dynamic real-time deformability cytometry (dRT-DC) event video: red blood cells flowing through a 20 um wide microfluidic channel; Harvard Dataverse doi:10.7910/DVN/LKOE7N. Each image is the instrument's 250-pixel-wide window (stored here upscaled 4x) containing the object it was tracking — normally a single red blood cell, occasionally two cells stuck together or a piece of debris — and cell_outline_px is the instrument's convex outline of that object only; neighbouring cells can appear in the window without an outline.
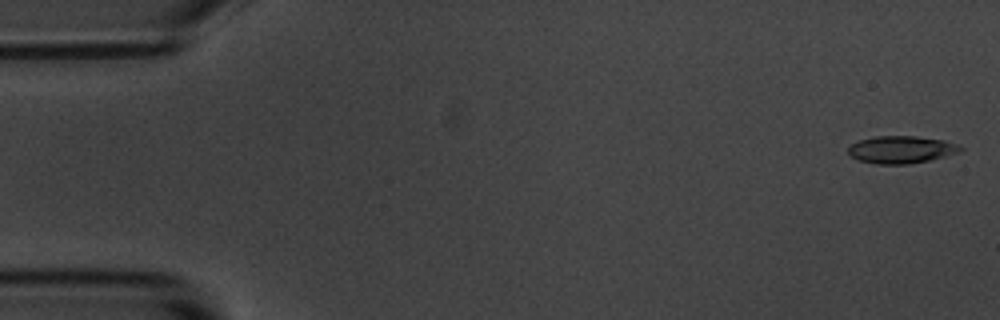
{"species": "common noctule bat (a hibernating species)", "species_latin": "Nyctalus noctula", "temperature_condition": "room temperature", "stored_images_in_passage": 5, "camera_frame_rate_fps": 3000, "um_per_image_px": 0.085, "animal": {"sex": "male", "body_mass_g": 20.1, "forearm_length_mm": 53.5}, "frame": {"image": 1, "passage_image": 1, "time_ms": 0.0, "image_size_px": [1000, 320], "cell_outline_px": [[964, 148], [960, 152], [928, 160], [908, 164], [876, 164], [860, 160], [852, 156], [848, 152], [848, 148], [852, 144], [860, 140], [876, 136], [916, 136], [944, 140], [956, 144]], "centroid_in_image_um": [76.61, 12.71], "position_along_channel_um": 8.4, "area_um2": 17.69}}
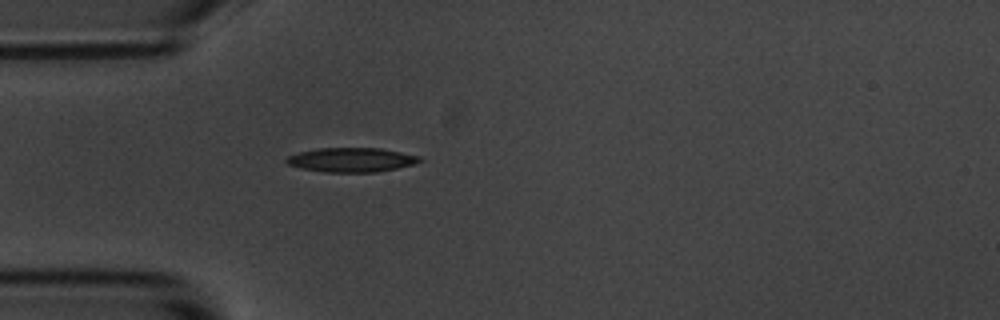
{"frame": {"image": 2, "passage_image": 5, "time_ms": 1.333, "image_size_px": [1000, 320], "cell_outline_px": [[424, 160], [412, 164], [396, 168], [376, 172], [324, 172], [300, 168], [288, 164], [284, 160], [288, 156], [300, 152], [320, 148], [380, 148], [420, 156]], "centroid_in_image_um": [29.86, 13.59], "position_along_channel_um": 55.1, "area_um2": 18.73}}